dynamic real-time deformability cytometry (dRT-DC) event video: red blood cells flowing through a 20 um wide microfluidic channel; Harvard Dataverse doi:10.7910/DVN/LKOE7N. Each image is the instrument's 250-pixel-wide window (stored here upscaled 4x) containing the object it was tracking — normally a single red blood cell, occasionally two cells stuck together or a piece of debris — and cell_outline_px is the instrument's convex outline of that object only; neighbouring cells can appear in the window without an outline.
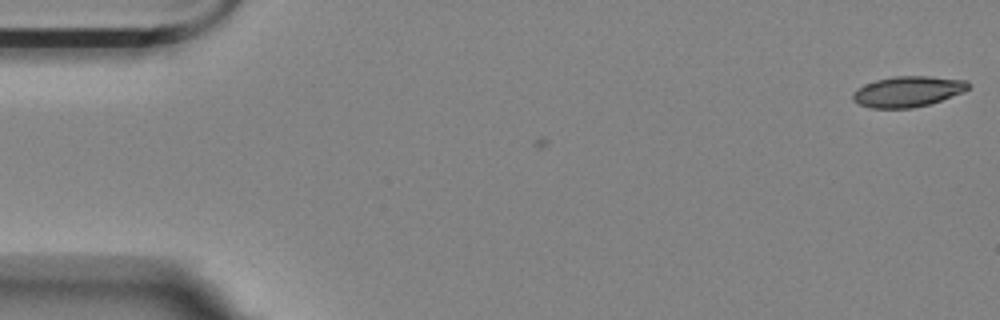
{"species": "Egyptian fruit bat (a non-hibernating species)", "species_latin": "Rousettus aegyptiacus", "temperature_condition": "room temperature", "stored_images_in_passage": 6, "camera_frame_rate_fps": 3000, "um_per_image_px": 0.085, "animal": {"sex": "female"}, "frame": {"image": 1, "passage_image": 6, "time_ms": 1.667, "image_size_px": [1000, 320], "cell_outline_px": [[968, 88], [964, 92], [928, 104], [912, 108], [872, 108], [860, 104], [852, 100], [852, 92], [856, 88], [864, 84], [876, 80], [892, 76], [928, 76], [968, 80]], "centroid_in_image_um": [77.13, 7.77], "position_along_channel_um": 7.9, "area_um2": 20.63}}